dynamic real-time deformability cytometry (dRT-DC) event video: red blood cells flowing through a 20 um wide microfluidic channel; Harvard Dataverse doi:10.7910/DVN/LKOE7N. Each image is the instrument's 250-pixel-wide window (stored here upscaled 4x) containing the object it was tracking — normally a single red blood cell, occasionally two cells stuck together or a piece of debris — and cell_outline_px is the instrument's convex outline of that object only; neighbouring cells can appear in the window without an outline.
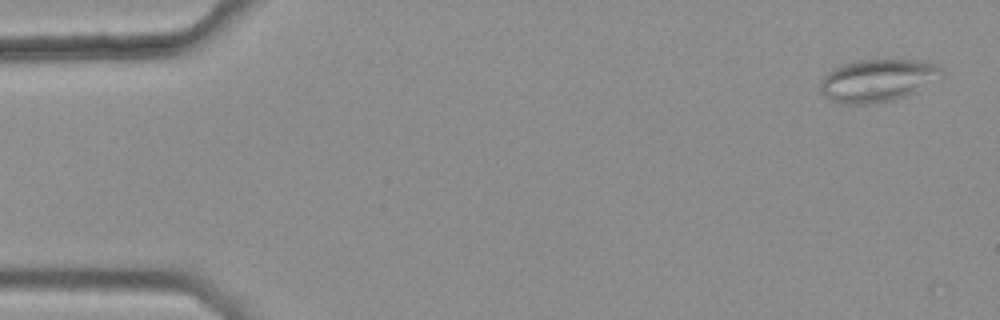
{"species": "common noctule bat (a hibernating species)", "species_latin": "Nyctalus noctula", "temperature_condition": "warm", "stored_images_in_passage": 11, "camera_frame_rate_fps": 3000, "um_per_image_px": 0.085, "animal": {"sex": "female", "body_mass_g": 25.1}, "frame": {"image": 1, "passage_image": 2, "time_ms": 0.333, "image_size_px": [1000, 320], "cell_outline_px": [[948, 72], [944, 76], [916, 92], [892, 100], [872, 104], [836, 104], [824, 96], [820, 92], [820, 80], [832, 68], [840, 64], [860, 60], [924, 60], [944, 68]], "centroid_in_image_um": [74.61, 6.84], "position_along_channel_um": 10.4, "area_um2": 30.75}}